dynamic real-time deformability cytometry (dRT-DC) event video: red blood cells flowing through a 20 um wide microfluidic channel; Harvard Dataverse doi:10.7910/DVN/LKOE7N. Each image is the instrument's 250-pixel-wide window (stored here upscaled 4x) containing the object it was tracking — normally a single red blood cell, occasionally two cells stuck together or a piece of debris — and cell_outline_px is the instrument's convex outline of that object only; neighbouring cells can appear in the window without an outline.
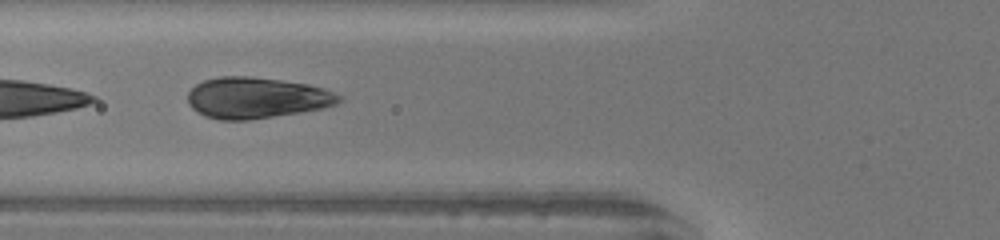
{"species": "human", "species_latin": "Homo sapiens", "temperature_condition": "warm", "stored_images_in_passage": 7, "camera_frame_rate_fps": 3000, "um_per_image_px": 0.085, "donor": {"sex": "female"}, "frame": {"image": 1, "passage_image": 5, "time_ms": 1.333, "image_size_px": [1000, 240], "cell_outline_px": [[344, 100], [336, 104], [324, 108], [248, 120], [220, 120], [204, 116], [192, 108], [188, 104], [188, 92], [196, 84], [204, 80], [220, 76], [248, 76], [280, 80], [308, 84], [324, 88], [344, 96]], "centroid_in_image_um": [21.82, 8.31], "position_along_channel_um": 104.0, "area_um2": 36.3}}